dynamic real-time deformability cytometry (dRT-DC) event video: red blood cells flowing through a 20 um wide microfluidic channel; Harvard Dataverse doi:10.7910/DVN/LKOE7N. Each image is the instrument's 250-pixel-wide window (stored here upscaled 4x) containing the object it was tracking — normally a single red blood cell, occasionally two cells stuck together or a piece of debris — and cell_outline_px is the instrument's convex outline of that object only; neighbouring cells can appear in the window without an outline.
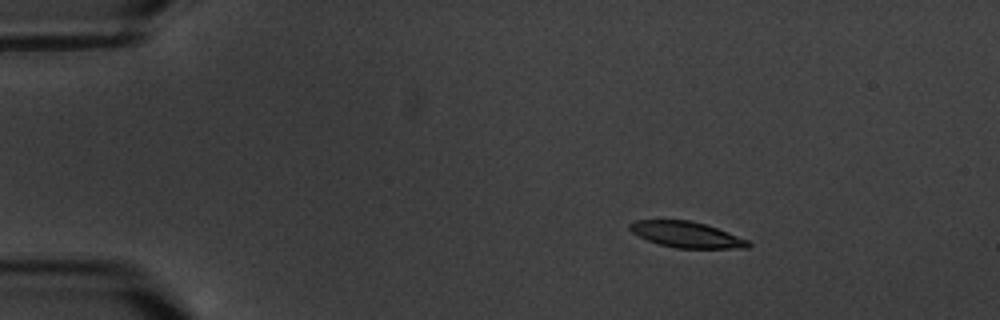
{"species": "common noctule bat (a hibernating species)", "species_latin": "Nyctalus noctula", "temperature_condition": "warm", "stored_images_in_passage": 7, "camera_frame_rate_fps": 3000, "um_per_image_px": 0.085, "animal": {"sex": "male", "body_mass_g": 20.1, "forearm_length_mm": 53.5}, "frame": {"image": 1, "passage_image": 2, "time_ms": 1.0, "image_size_px": [1000, 320], "cell_outline_px": [[752, 244], [748, 248], [676, 248], [660, 244], [648, 240], [632, 232], [628, 228], [628, 224], [636, 220], [692, 220], [716, 228], [748, 240]], "centroid_in_image_um": [58.34, 19.94], "position_along_channel_um": 26.7, "area_um2": 17.69}}
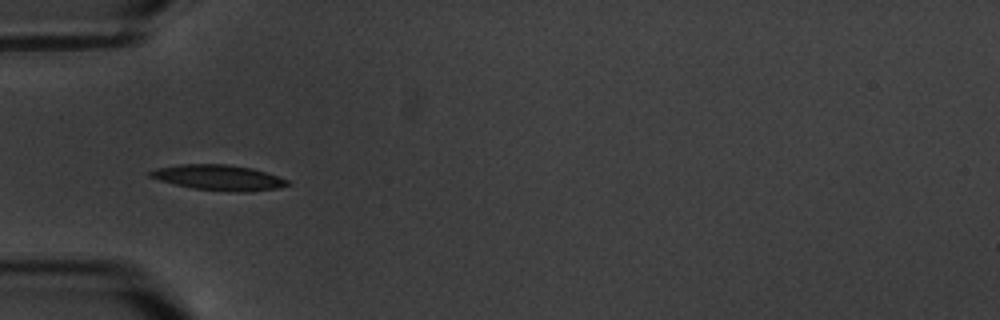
{"frame": {"image": 2, "passage_image": 5, "time_ms": 4.333, "image_size_px": [1000, 320], "cell_outline_px": [[292, 184], [280, 188], [252, 192], [240, 192], [192, 188], [160, 180], [148, 176], [148, 172], [156, 168], [180, 164], [224, 164], [252, 168], [280, 176], [288, 180]], "centroid_in_image_um": [18.65, 15.09], "position_along_channel_um": 66.4, "area_um2": 20.4}}
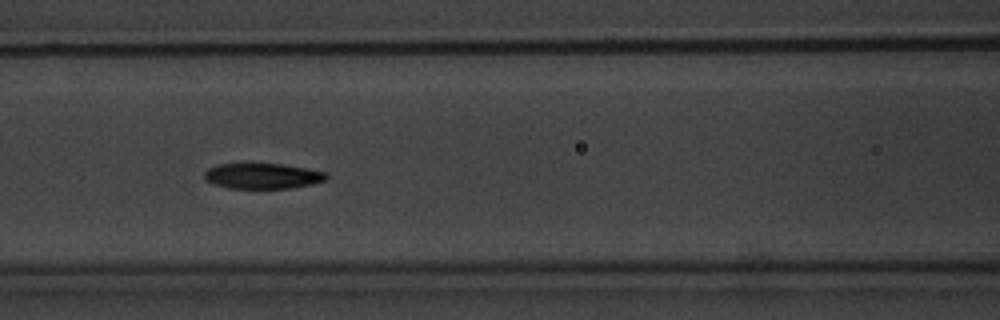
{"frame": {"image": 3, "passage_image": 7, "time_ms": 6.667, "image_size_px": [1000, 320], "cell_outline_px": [[328, 176], [324, 180], [312, 184], [292, 188], [228, 188], [212, 184], [204, 180], [204, 172], [208, 168], [216, 164], [280, 164], [328, 172]], "centroid_in_image_um": [22.27, 14.96], "position_along_channel_um": 144.3, "area_um2": 18.15}}